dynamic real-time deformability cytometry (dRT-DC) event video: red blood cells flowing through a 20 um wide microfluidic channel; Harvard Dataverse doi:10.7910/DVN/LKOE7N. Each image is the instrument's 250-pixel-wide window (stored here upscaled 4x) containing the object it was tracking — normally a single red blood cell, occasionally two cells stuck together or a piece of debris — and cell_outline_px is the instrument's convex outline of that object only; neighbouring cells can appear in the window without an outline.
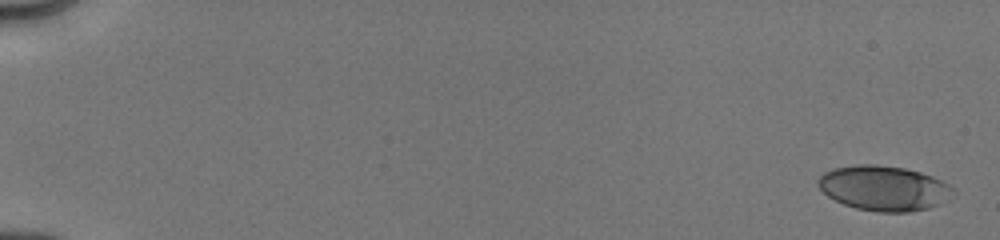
{"species": "human", "species_latin": "Homo sapiens", "temperature_condition": "cold", "stored_images_in_passage": 7, "camera_frame_rate_fps": 3000, "um_per_image_px": 0.085, "donor": {"sex": "male"}, "frame": {"image": 1, "passage_image": 1, "time_ms": 0.0, "image_size_px": [1000, 240], "cell_outline_px": [[956, 192], [940, 204], [928, 208], [908, 212], [876, 212], [856, 208], [844, 204], [828, 196], [816, 184], [816, 180], [824, 172], [832, 168], [856, 164], [876, 164], [904, 168], [920, 172], [932, 176], [956, 188]], "centroid_in_image_um": [75.12, 15.99], "position_along_channel_um": 9.9, "area_um2": 35.55}}
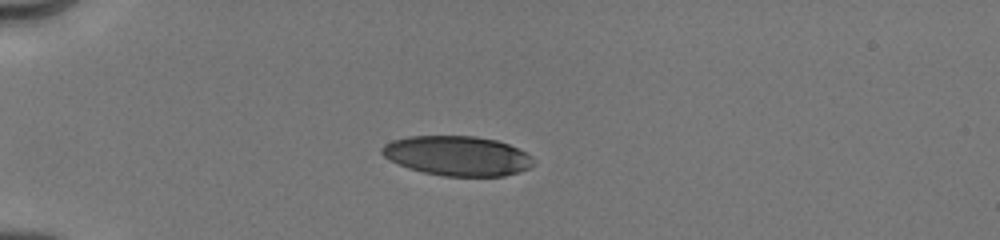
{"frame": {"image": 2, "passage_image": 6, "time_ms": 4.667, "image_size_px": [1000, 240], "cell_outline_px": [[532, 164], [528, 168], [520, 172], [504, 176], [444, 176], [424, 172], [408, 168], [384, 156], [380, 152], [380, 148], [384, 144], [392, 140], [408, 136], [476, 136], [496, 140], [508, 144], [532, 156]], "centroid_in_image_um": [38.86, 13.24], "position_along_channel_um": 46.1, "area_um2": 34.91}}